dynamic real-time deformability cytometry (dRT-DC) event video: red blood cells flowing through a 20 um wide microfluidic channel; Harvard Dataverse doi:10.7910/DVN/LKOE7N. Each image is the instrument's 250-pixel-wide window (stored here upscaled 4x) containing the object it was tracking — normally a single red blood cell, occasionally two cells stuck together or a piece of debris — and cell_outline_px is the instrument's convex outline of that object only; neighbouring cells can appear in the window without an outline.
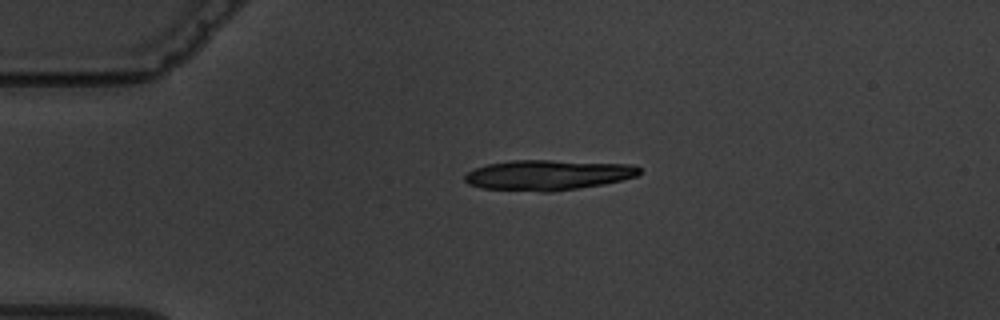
{"species": "common noctule bat (a hibernating species)", "species_latin": "Nyctalus noctula", "temperature_condition": "warm", "stored_images_in_passage": 2, "camera_frame_rate_fps": 3000, "um_per_image_px": 0.085, "animal": {"sex": "male", "body_mass_g": 19.5, "forearm_length_mm": 54.6}, "frame": {"image": 1, "passage_image": 1, "time_ms": 0.0, "image_size_px": [1000, 320], "cell_outline_px": [[640, 172], [636, 176], [604, 184], [552, 192], [540, 192], [480, 188], [468, 184], [464, 180], [464, 176], [468, 172], [476, 168], [488, 164], [512, 160], [552, 160], [632, 164], [640, 168]], "centroid_in_image_um": [46.55, 14.88], "position_along_channel_um": 38.4, "area_um2": 30.87}}